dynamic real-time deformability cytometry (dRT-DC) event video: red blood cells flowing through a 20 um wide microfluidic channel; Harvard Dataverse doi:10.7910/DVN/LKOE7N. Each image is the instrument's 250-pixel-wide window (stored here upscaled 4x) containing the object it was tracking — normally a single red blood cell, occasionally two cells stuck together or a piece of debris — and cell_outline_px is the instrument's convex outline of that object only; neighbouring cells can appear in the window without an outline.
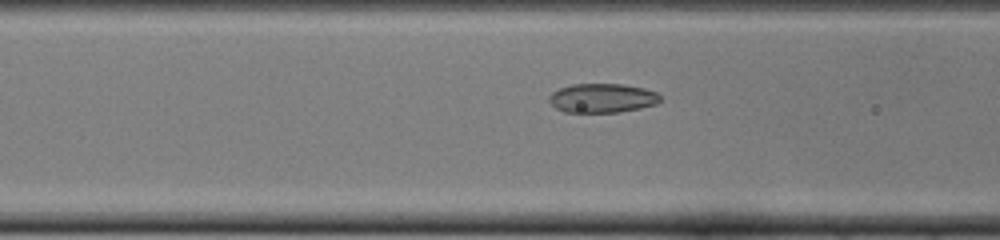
{"species": "common noctule bat (a hibernating species)", "species_latin": "Nyctalus noctula", "temperature_condition": "cold", "stored_images_in_passage": 48, "camera_frame_rate_fps": 3000, "um_per_image_px": 0.085, "animal": {"sex": "female", "body_mass_g": 22.0, "forearm_length_mm": 56.7}, "frame": {"image": 1, "passage_image": 17, "time_ms": 5.333, "image_size_px": [1000, 240], "cell_outline_px": [[660, 100], [656, 104], [640, 108], [616, 112], [564, 112], [556, 108], [548, 100], [548, 96], [552, 92], [560, 88], [572, 84], [624, 84], [644, 88], [656, 92], [660, 96]], "centroid_in_image_um": [51.17, 8.33], "position_along_channel_um": 115.4, "area_um2": 18.84}}
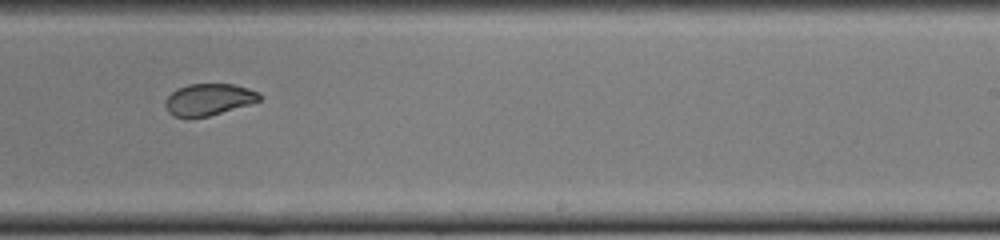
{"frame": {"image": 2, "passage_image": 29, "time_ms": 9.333, "image_size_px": [1000, 240], "cell_outline_px": [[260, 100], [252, 104], [208, 116], [188, 120], [172, 116], [168, 112], [164, 104], [164, 100], [176, 88], [188, 84], [232, 84], [248, 88], [260, 92]], "centroid_in_image_um": [17.69, 8.49], "position_along_channel_um": 271.3, "area_um2": 17.92}}
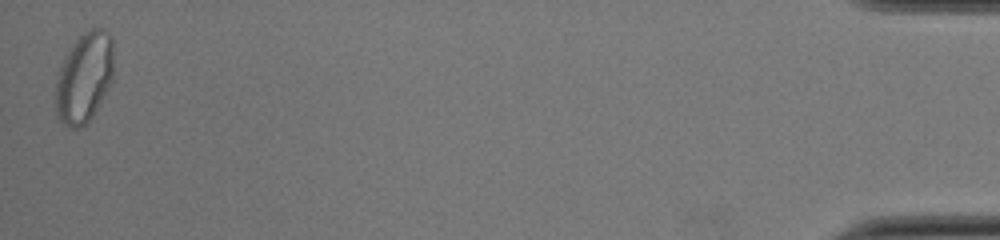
{"frame": {"image": 3, "passage_image": 48, "time_ms": 15.667, "image_size_px": [1000, 240], "cell_outline_px": [[112, 80], [108, 88], [92, 116], [80, 128], [72, 128], [64, 124], [56, 116], [56, 80], [64, 56], [72, 44], [84, 32], [92, 28], [104, 28], [112, 36]], "centroid_in_image_um": [7.15, 6.57], "position_along_channel_um": 428.1, "area_um2": 30.29}, "authors_computed_cell_mechanics": {"area_um2": 19.8543, "velocity_mm_per_s": 3.9123, "shape_relaxation_time_tau1_ms": 9.7276, "shape_relaxation_time_tau2_ms": 1.0887, "deformation_change_tau1": 0.2182, "deformation_change_tau2": 0.0506}}